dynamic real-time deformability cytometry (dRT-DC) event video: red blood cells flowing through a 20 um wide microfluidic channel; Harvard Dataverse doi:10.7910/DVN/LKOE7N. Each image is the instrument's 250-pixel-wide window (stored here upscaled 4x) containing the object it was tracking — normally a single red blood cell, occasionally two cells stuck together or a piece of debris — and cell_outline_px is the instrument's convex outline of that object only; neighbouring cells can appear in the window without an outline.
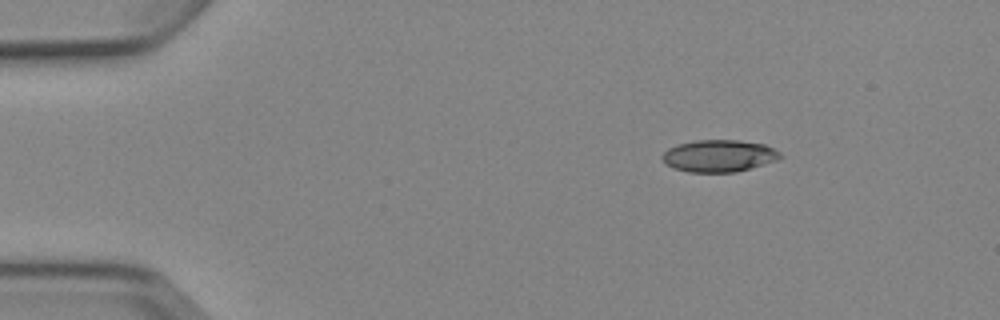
{"species": "Egyptian fruit bat (a non-hibernating species)", "species_latin": "Rousettus aegyptiacus", "temperature_condition": "cold", "stored_images_in_passage": 5, "camera_frame_rate_fps": 3000, "um_per_image_px": 0.085, "animal": {"sex": "female"}, "frame": {"image": 1, "passage_image": 1, "time_ms": 0.0, "image_size_px": [1000, 320], "cell_outline_px": [[780, 156], [776, 160], [764, 164], [736, 172], [688, 172], [672, 168], [664, 164], [660, 156], [668, 148], [676, 144], [696, 140], [740, 140], [764, 144], [780, 152]], "centroid_in_image_um": [61.04, 13.25], "position_along_channel_um": 24.0, "area_um2": 22.14}}
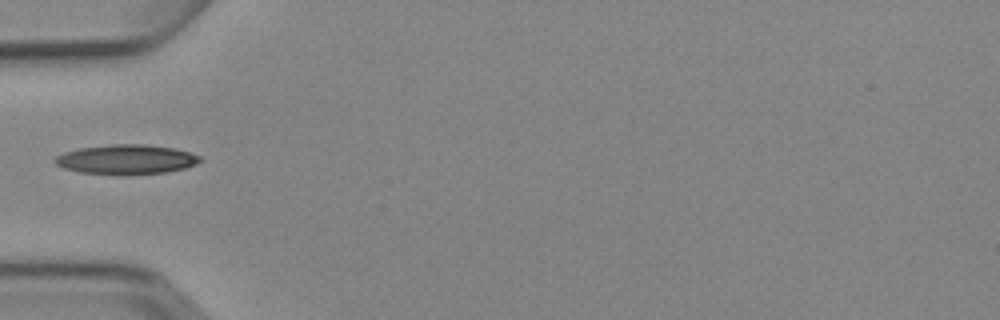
{"frame": {"image": 2, "passage_image": 4, "time_ms": 3.333, "image_size_px": [1000, 320], "cell_outline_px": [[204, 160], [196, 164], [184, 168], [168, 172], [80, 172], [64, 168], [56, 164], [52, 160], [56, 156], [64, 152], [80, 148], [112, 144], [144, 144], [176, 148], [200, 156]], "centroid_in_image_um": [10.76, 13.5], "position_along_channel_um": 74.2, "area_um2": 24.16}}
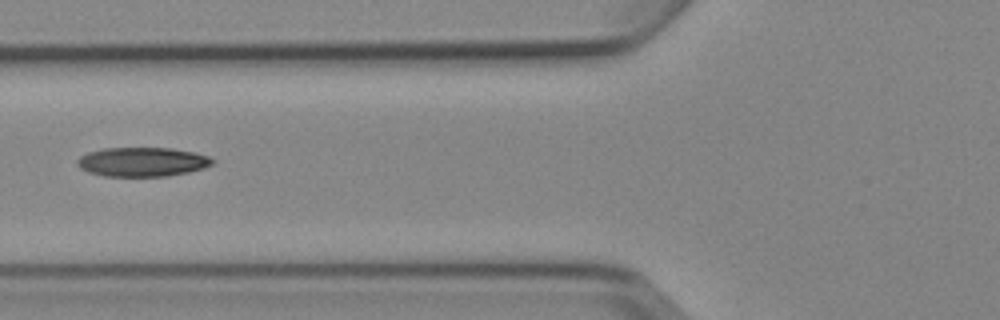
{"frame": {"image": 3, "passage_image": 5, "time_ms": 4.333, "image_size_px": [1000, 320], "cell_outline_px": [[216, 160], [212, 164], [204, 168], [188, 172], [168, 176], [104, 176], [88, 172], [80, 168], [76, 164], [76, 160], [80, 156], [88, 152], [104, 148], [172, 148], [196, 152], [208, 156]], "centroid_in_image_um": [12.1, 13.76], "position_along_channel_um": 113.7, "area_um2": 23.18}}